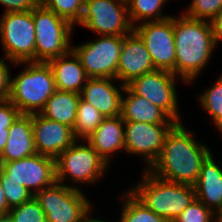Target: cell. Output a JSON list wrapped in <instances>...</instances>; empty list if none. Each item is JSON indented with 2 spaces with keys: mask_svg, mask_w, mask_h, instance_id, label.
Returning a JSON list of instances; mask_svg holds the SVG:
<instances>
[{
  "mask_svg": "<svg viewBox=\"0 0 222 222\" xmlns=\"http://www.w3.org/2000/svg\"><path fill=\"white\" fill-rule=\"evenodd\" d=\"M179 78L170 71L155 70L133 79L127 86L161 109L171 120L181 123L177 105L175 80Z\"/></svg>",
  "mask_w": 222,
  "mask_h": 222,
  "instance_id": "11",
  "label": "cell"
},
{
  "mask_svg": "<svg viewBox=\"0 0 222 222\" xmlns=\"http://www.w3.org/2000/svg\"><path fill=\"white\" fill-rule=\"evenodd\" d=\"M39 3L40 0H0V4L6 7L4 13L33 11Z\"/></svg>",
  "mask_w": 222,
  "mask_h": 222,
  "instance_id": "34",
  "label": "cell"
},
{
  "mask_svg": "<svg viewBox=\"0 0 222 222\" xmlns=\"http://www.w3.org/2000/svg\"><path fill=\"white\" fill-rule=\"evenodd\" d=\"M46 214V222H85L91 203L76 186L55 182L34 194Z\"/></svg>",
  "mask_w": 222,
  "mask_h": 222,
  "instance_id": "6",
  "label": "cell"
},
{
  "mask_svg": "<svg viewBox=\"0 0 222 222\" xmlns=\"http://www.w3.org/2000/svg\"><path fill=\"white\" fill-rule=\"evenodd\" d=\"M7 219L10 222H46V214L33 196L20 206L11 208Z\"/></svg>",
  "mask_w": 222,
  "mask_h": 222,
  "instance_id": "29",
  "label": "cell"
},
{
  "mask_svg": "<svg viewBox=\"0 0 222 222\" xmlns=\"http://www.w3.org/2000/svg\"><path fill=\"white\" fill-rule=\"evenodd\" d=\"M214 216V212L195 198L173 222H216L212 220Z\"/></svg>",
  "mask_w": 222,
  "mask_h": 222,
  "instance_id": "31",
  "label": "cell"
},
{
  "mask_svg": "<svg viewBox=\"0 0 222 222\" xmlns=\"http://www.w3.org/2000/svg\"><path fill=\"white\" fill-rule=\"evenodd\" d=\"M19 115V110L9 100L0 101V130H9Z\"/></svg>",
  "mask_w": 222,
  "mask_h": 222,
  "instance_id": "33",
  "label": "cell"
},
{
  "mask_svg": "<svg viewBox=\"0 0 222 222\" xmlns=\"http://www.w3.org/2000/svg\"><path fill=\"white\" fill-rule=\"evenodd\" d=\"M35 25V62H48L71 51L72 26L67 20L43 7L32 11Z\"/></svg>",
  "mask_w": 222,
  "mask_h": 222,
  "instance_id": "5",
  "label": "cell"
},
{
  "mask_svg": "<svg viewBox=\"0 0 222 222\" xmlns=\"http://www.w3.org/2000/svg\"><path fill=\"white\" fill-rule=\"evenodd\" d=\"M91 216H88L85 222H108V221H104V220H100V219H94V218H90Z\"/></svg>",
  "mask_w": 222,
  "mask_h": 222,
  "instance_id": "39",
  "label": "cell"
},
{
  "mask_svg": "<svg viewBox=\"0 0 222 222\" xmlns=\"http://www.w3.org/2000/svg\"><path fill=\"white\" fill-rule=\"evenodd\" d=\"M25 69L11 78L9 101L20 114L40 113L56 91L54 75L48 62H22Z\"/></svg>",
  "mask_w": 222,
  "mask_h": 222,
  "instance_id": "4",
  "label": "cell"
},
{
  "mask_svg": "<svg viewBox=\"0 0 222 222\" xmlns=\"http://www.w3.org/2000/svg\"><path fill=\"white\" fill-rule=\"evenodd\" d=\"M167 0H127L129 20L134 27V23L147 21H159L172 17L162 14V6ZM154 18V19H153ZM138 21V22H137Z\"/></svg>",
  "mask_w": 222,
  "mask_h": 222,
  "instance_id": "24",
  "label": "cell"
},
{
  "mask_svg": "<svg viewBox=\"0 0 222 222\" xmlns=\"http://www.w3.org/2000/svg\"><path fill=\"white\" fill-rule=\"evenodd\" d=\"M123 195L125 202L119 222H167L141 203L130 191Z\"/></svg>",
  "mask_w": 222,
  "mask_h": 222,
  "instance_id": "26",
  "label": "cell"
},
{
  "mask_svg": "<svg viewBox=\"0 0 222 222\" xmlns=\"http://www.w3.org/2000/svg\"><path fill=\"white\" fill-rule=\"evenodd\" d=\"M9 206L5 198V194L0 182V218H7L9 213Z\"/></svg>",
  "mask_w": 222,
  "mask_h": 222,
  "instance_id": "37",
  "label": "cell"
},
{
  "mask_svg": "<svg viewBox=\"0 0 222 222\" xmlns=\"http://www.w3.org/2000/svg\"><path fill=\"white\" fill-rule=\"evenodd\" d=\"M3 168V161H2V154L0 153V172L2 171Z\"/></svg>",
  "mask_w": 222,
  "mask_h": 222,
  "instance_id": "41",
  "label": "cell"
},
{
  "mask_svg": "<svg viewBox=\"0 0 222 222\" xmlns=\"http://www.w3.org/2000/svg\"><path fill=\"white\" fill-rule=\"evenodd\" d=\"M143 179L129 191L147 208L173 222L196 198L195 187L160 179L145 169Z\"/></svg>",
  "mask_w": 222,
  "mask_h": 222,
  "instance_id": "3",
  "label": "cell"
},
{
  "mask_svg": "<svg viewBox=\"0 0 222 222\" xmlns=\"http://www.w3.org/2000/svg\"><path fill=\"white\" fill-rule=\"evenodd\" d=\"M48 64L54 75L56 90L80 94L89 77L80 59L72 50L63 56L49 60Z\"/></svg>",
  "mask_w": 222,
  "mask_h": 222,
  "instance_id": "19",
  "label": "cell"
},
{
  "mask_svg": "<svg viewBox=\"0 0 222 222\" xmlns=\"http://www.w3.org/2000/svg\"><path fill=\"white\" fill-rule=\"evenodd\" d=\"M192 135L183 124L176 123L167 133L161 153L148 171L169 182L194 186L201 165L211 151Z\"/></svg>",
  "mask_w": 222,
  "mask_h": 222,
  "instance_id": "1",
  "label": "cell"
},
{
  "mask_svg": "<svg viewBox=\"0 0 222 222\" xmlns=\"http://www.w3.org/2000/svg\"><path fill=\"white\" fill-rule=\"evenodd\" d=\"M0 222H10L7 218H0Z\"/></svg>",
  "mask_w": 222,
  "mask_h": 222,
  "instance_id": "42",
  "label": "cell"
},
{
  "mask_svg": "<svg viewBox=\"0 0 222 222\" xmlns=\"http://www.w3.org/2000/svg\"><path fill=\"white\" fill-rule=\"evenodd\" d=\"M76 142L55 159L56 182L64 184L68 176L76 184L98 182L109 165L86 140L87 145Z\"/></svg>",
  "mask_w": 222,
  "mask_h": 222,
  "instance_id": "8",
  "label": "cell"
},
{
  "mask_svg": "<svg viewBox=\"0 0 222 222\" xmlns=\"http://www.w3.org/2000/svg\"><path fill=\"white\" fill-rule=\"evenodd\" d=\"M133 31L144 42L155 69L170 71L175 75L173 16L164 20L138 23L133 27Z\"/></svg>",
  "mask_w": 222,
  "mask_h": 222,
  "instance_id": "13",
  "label": "cell"
},
{
  "mask_svg": "<svg viewBox=\"0 0 222 222\" xmlns=\"http://www.w3.org/2000/svg\"><path fill=\"white\" fill-rule=\"evenodd\" d=\"M9 209L20 206L34 195L28 189L15 181H0Z\"/></svg>",
  "mask_w": 222,
  "mask_h": 222,
  "instance_id": "32",
  "label": "cell"
},
{
  "mask_svg": "<svg viewBox=\"0 0 222 222\" xmlns=\"http://www.w3.org/2000/svg\"><path fill=\"white\" fill-rule=\"evenodd\" d=\"M215 219L216 222H222V211L216 214Z\"/></svg>",
  "mask_w": 222,
  "mask_h": 222,
  "instance_id": "40",
  "label": "cell"
},
{
  "mask_svg": "<svg viewBox=\"0 0 222 222\" xmlns=\"http://www.w3.org/2000/svg\"><path fill=\"white\" fill-rule=\"evenodd\" d=\"M149 51L141 38L132 31L123 38L116 79L124 85L146 73L155 71Z\"/></svg>",
  "mask_w": 222,
  "mask_h": 222,
  "instance_id": "16",
  "label": "cell"
},
{
  "mask_svg": "<svg viewBox=\"0 0 222 222\" xmlns=\"http://www.w3.org/2000/svg\"><path fill=\"white\" fill-rule=\"evenodd\" d=\"M222 11V0H192L185 16L193 19L211 21Z\"/></svg>",
  "mask_w": 222,
  "mask_h": 222,
  "instance_id": "30",
  "label": "cell"
},
{
  "mask_svg": "<svg viewBox=\"0 0 222 222\" xmlns=\"http://www.w3.org/2000/svg\"><path fill=\"white\" fill-rule=\"evenodd\" d=\"M36 153L56 159L64 150L78 141L73 129L40 113L31 114Z\"/></svg>",
  "mask_w": 222,
  "mask_h": 222,
  "instance_id": "15",
  "label": "cell"
},
{
  "mask_svg": "<svg viewBox=\"0 0 222 222\" xmlns=\"http://www.w3.org/2000/svg\"><path fill=\"white\" fill-rule=\"evenodd\" d=\"M194 187L197 200L215 214L222 211V169L215 163L211 153L203 161Z\"/></svg>",
  "mask_w": 222,
  "mask_h": 222,
  "instance_id": "18",
  "label": "cell"
},
{
  "mask_svg": "<svg viewBox=\"0 0 222 222\" xmlns=\"http://www.w3.org/2000/svg\"><path fill=\"white\" fill-rule=\"evenodd\" d=\"M0 37L5 59L13 65L35 62V25L32 11L3 13L0 19Z\"/></svg>",
  "mask_w": 222,
  "mask_h": 222,
  "instance_id": "7",
  "label": "cell"
},
{
  "mask_svg": "<svg viewBox=\"0 0 222 222\" xmlns=\"http://www.w3.org/2000/svg\"><path fill=\"white\" fill-rule=\"evenodd\" d=\"M0 181H15L34 195L56 182L55 159L36 153L20 160L4 162Z\"/></svg>",
  "mask_w": 222,
  "mask_h": 222,
  "instance_id": "12",
  "label": "cell"
},
{
  "mask_svg": "<svg viewBox=\"0 0 222 222\" xmlns=\"http://www.w3.org/2000/svg\"><path fill=\"white\" fill-rule=\"evenodd\" d=\"M127 0H85L79 25L101 36H125L133 31Z\"/></svg>",
  "mask_w": 222,
  "mask_h": 222,
  "instance_id": "9",
  "label": "cell"
},
{
  "mask_svg": "<svg viewBox=\"0 0 222 222\" xmlns=\"http://www.w3.org/2000/svg\"><path fill=\"white\" fill-rule=\"evenodd\" d=\"M40 4L74 26L82 18L85 0H40Z\"/></svg>",
  "mask_w": 222,
  "mask_h": 222,
  "instance_id": "27",
  "label": "cell"
},
{
  "mask_svg": "<svg viewBox=\"0 0 222 222\" xmlns=\"http://www.w3.org/2000/svg\"><path fill=\"white\" fill-rule=\"evenodd\" d=\"M104 119L105 117L96 108L80 98L73 127L75 138L87 140Z\"/></svg>",
  "mask_w": 222,
  "mask_h": 222,
  "instance_id": "25",
  "label": "cell"
},
{
  "mask_svg": "<svg viewBox=\"0 0 222 222\" xmlns=\"http://www.w3.org/2000/svg\"><path fill=\"white\" fill-rule=\"evenodd\" d=\"M127 95L121 99L120 116L126 122H143L151 124H176L161 109L149 100L136 95L127 85L123 93Z\"/></svg>",
  "mask_w": 222,
  "mask_h": 222,
  "instance_id": "21",
  "label": "cell"
},
{
  "mask_svg": "<svg viewBox=\"0 0 222 222\" xmlns=\"http://www.w3.org/2000/svg\"><path fill=\"white\" fill-rule=\"evenodd\" d=\"M8 138H9V130H0V153H2Z\"/></svg>",
  "mask_w": 222,
  "mask_h": 222,
  "instance_id": "38",
  "label": "cell"
},
{
  "mask_svg": "<svg viewBox=\"0 0 222 222\" xmlns=\"http://www.w3.org/2000/svg\"><path fill=\"white\" fill-rule=\"evenodd\" d=\"M210 23H211L212 33L217 45L218 41L222 40V11L216 17H214L210 21Z\"/></svg>",
  "mask_w": 222,
  "mask_h": 222,
  "instance_id": "36",
  "label": "cell"
},
{
  "mask_svg": "<svg viewBox=\"0 0 222 222\" xmlns=\"http://www.w3.org/2000/svg\"><path fill=\"white\" fill-rule=\"evenodd\" d=\"M199 98L204 110L211 115L218 130L222 133V75Z\"/></svg>",
  "mask_w": 222,
  "mask_h": 222,
  "instance_id": "28",
  "label": "cell"
},
{
  "mask_svg": "<svg viewBox=\"0 0 222 222\" xmlns=\"http://www.w3.org/2000/svg\"><path fill=\"white\" fill-rule=\"evenodd\" d=\"M124 36H101L71 50L80 59L89 78L116 79L120 50Z\"/></svg>",
  "mask_w": 222,
  "mask_h": 222,
  "instance_id": "10",
  "label": "cell"
},
{
  "mask_svg": "<svg viewBox=\"0 0 222 222\" xmlns=\"http://www.w3.org/2000/svg\"><path fill=\"white\" fill-rule=\"evenodd\" d=\"M114 78H89L80 92V98L96 108L105 118L121 113V93L126 85H113ZM122 91V92H121Z\"/></svg>",
  "mask_w": 222,
  "mask_h": 222,
  "instance_id": "17",
  "label": "cell"
},
{
  "mask_svg": "<svg viewBox=\"0 0 222 222\" xmlns=\"http://www.w3.org/2000/svg\"><path fill=\"white\" fill-rule=\"evenodd\" d=\"M124 121L121 116L105 118L86 140L109 164L112 153L125 149Z\"/></svg>",
  "mask_w": 222,
  "mask_h": 222,
  "instance_id": "22",
  "label": "cell"
},
{
  "mask_svg": "<svg viewBox=\"0 0 222 222\" xmlns=\"http://www.w3.org/2000/svg\"><path fill=\"white\" fill-rule=\"evenodd\" d=\"M79 101L80 94L78 93L56 90L47 100L40 114L73 129Z\"/></svg>",
  "mask_w": 222,
  "mask_h": 222,
  "instance_id": "23",
  "label": "cell"
},
{
  "mask_svg": "<svg viewBox=\"0 0 222 222\" xmlns=\"http://www.w3.org/2000/svg\"><path fill=\"white\" fill-rule=\"evenodd\" d=\"M174 125L124 121V151L143 156L148 170L158 159L165 137Z\"/></svg>",
  "mask_w": 222,
  "mask_h": 222,
  "instance_id": "14",
  "label": "cell"
},
{
  "mask_svg": "<svg viewBox=\"0 0 222 222\" xmlns=\"http://www.w3.org/2000/svg\"><path fill=\"white\" fill-rule=\"evenodd\" d=\"M173 32L176 49L175 75L185 83H191L210 61L216 42L211 23L182 14L173 16ZM191 81V82H190Z\"/></svg>",
  "mask_w": 222,
  "mask_h": 222,
  "instance_id": "2",
  "label": "cell"
},
{
  "mask_svg": "<svg viewBox=\"0 0 222 222\" xmlns=\"http://www.w3.org/2000/svg\"><path fill=\"white\" fill-rule=\"evenodd\" d=\"M9 66L0 59V101L8 100L10 95L11 76Z\"/></svg>",
  "mask_w": 222,
  "mask_h": 222,
  "instance_id": "35",
  "label": "cell"
},
{
  "mask_svg": "<svg viewBox=\"0 0 222 222\" xmlns=\"http://www.w3.org/2000/svg\"><path fill=\"white\" fill-rule=\"evenodd\" d=\"M1 154L3 163L36 154L31 115L20 114L12 123L9 138Z\"/></svg>",
  "mask_w": 222,
  "mask_h": 222,
  "instance_id": "20",
  "label": "cell"
}]
</instances>
